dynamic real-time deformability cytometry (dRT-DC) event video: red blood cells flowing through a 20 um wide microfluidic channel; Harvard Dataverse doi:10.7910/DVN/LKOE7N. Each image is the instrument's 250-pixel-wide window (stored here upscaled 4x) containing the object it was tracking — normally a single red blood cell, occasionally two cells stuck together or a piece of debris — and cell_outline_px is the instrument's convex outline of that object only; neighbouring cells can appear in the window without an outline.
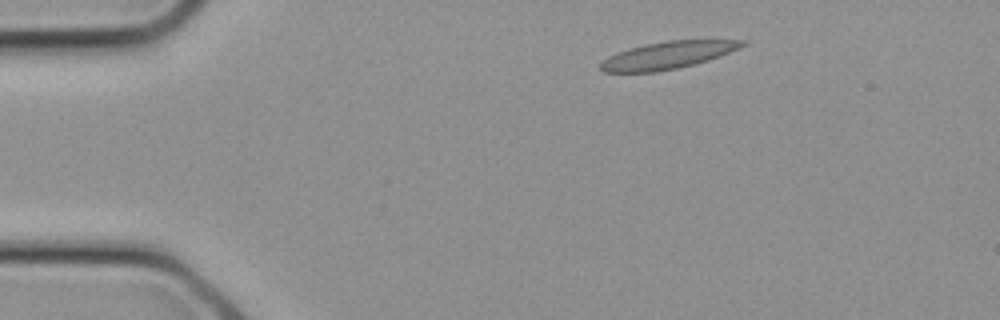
{"species": "common noctule bat (a hibernating species)", "species_latin": "Nyctalus noctula", "temperature_condition": "cold", "stored_images_in_passage": 12, "camera_frame_rate_fps": 3000, "um_per_image_px": 0.085, "animal": {"sex": "female", "body_mass_g": 21.9}, "frame": {"image": 1, "passage_image": 2, "time_ms": 0.333, "image_size_px": [1000, 320], "cell_outline_px": [[748, 44], [740, 48], [720, 56], [708, 60], [676, 68], [656, 72], [600, 72], [600, 64], [608, 56], [616, 52], [644, 44], [668, 40], [748, 40]], "centroid_in_image_um": [56.76, 4.68], "position_along_channel_um": 28.2, "area_um2": 22.54}}
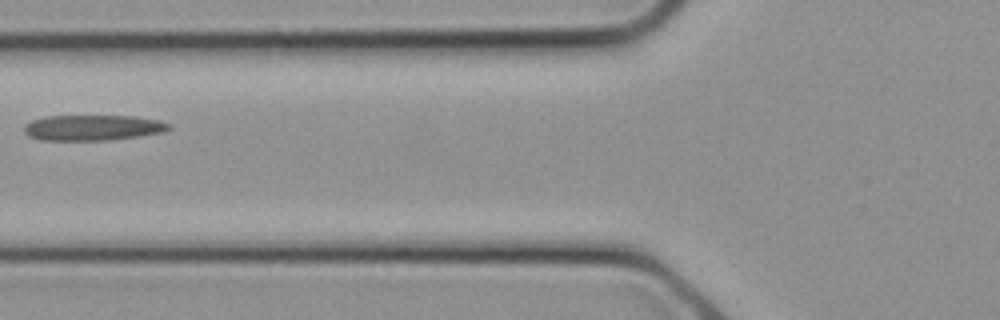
{"frame": {"image": 2, "passage_image": 8, "time_ms": 2.333, "image_size_px": [1000, 320], "cell_outline_px": [[172, 128], [164, 132], [140, 136], [112, 140], [40, 140], [28, 136], [24, 132], [24, 124], [32, 120], [48, 116], [136, 116], [160, 120], [172, 124]], "centroid_in_image_um": [7.93, 10.85], "position_along_channel_um": 117.9, "area_um2": 21.85}}
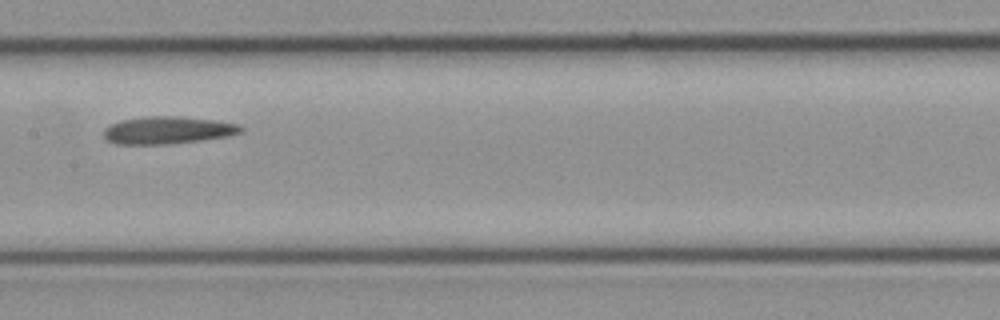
{"frame": {"image": 3, "passage_image": 11, "time_ms": 3.333, "image_size_px": [1000, 320], "cell_outline_px": [[244, 128], [240, 132], [228, 136], [200, 140], [168, 144], [116, 144], [108, 140], [104, 136], [104, 128], [120, 120], [144, 116], [180, 116], [212, 120], [236, 124]], "centroid_in_image_um": [14.21, 11.06], "position_along_channel_um": 193.2, "area_um2": 21.73}}